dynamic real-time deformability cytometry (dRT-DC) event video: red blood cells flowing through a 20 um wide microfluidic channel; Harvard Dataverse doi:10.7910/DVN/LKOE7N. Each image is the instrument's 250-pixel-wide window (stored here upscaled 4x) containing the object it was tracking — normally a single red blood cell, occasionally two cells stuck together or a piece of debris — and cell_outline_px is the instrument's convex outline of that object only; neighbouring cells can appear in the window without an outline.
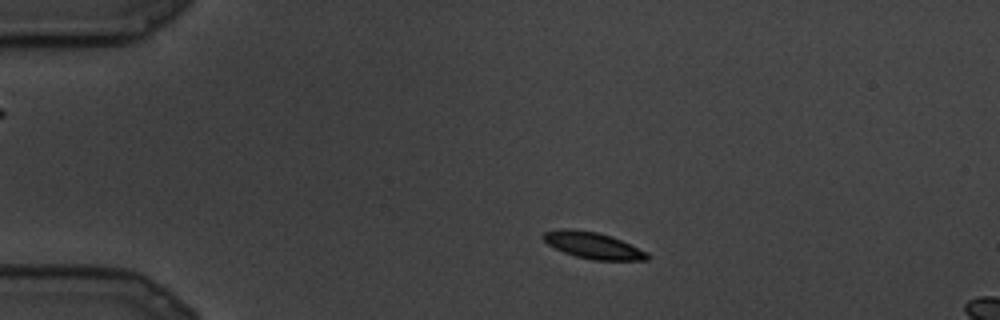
{"species": "common noctule bat (a hibernating species)", "species_latin": "Nyctalus noctula", "temperature_condition": "cold", "stored_images_in_passage": 4, "camera_frame_rate_fps": 3000, "um_per_image_px": 0.085, "animal": {"sex": "male", "body_mass_g": 19.5, "forearm_length_mm": 54.6}, "frame": {"image": 1, "passage_image": 1, "time_ms": 0.0, "image_size_px": [1000, 320], "cell_outline_px": [[652, 256], [648, 260], [592, 260], [576, 256], [564, 252], [548, 244], [540, 236], [544, 232], [560, 228], [572, 228], [596, 232], [612, 236], [648, 252]], "centroid_in_image_um": [50.42, 20.85], "position_along_channel_um": 34.6, "area_um2": 16.18}}